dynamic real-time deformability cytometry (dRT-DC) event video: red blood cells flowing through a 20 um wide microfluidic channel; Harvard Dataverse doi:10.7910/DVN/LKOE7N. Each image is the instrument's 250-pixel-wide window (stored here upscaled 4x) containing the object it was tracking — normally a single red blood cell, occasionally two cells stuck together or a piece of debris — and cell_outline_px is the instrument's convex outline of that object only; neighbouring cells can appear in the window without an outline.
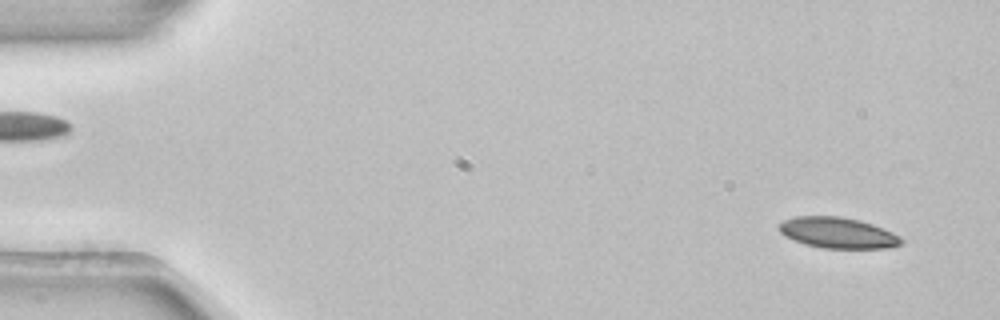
{"species": "common noctule bat (a hibernating species)", "species_latin": "Nyctalus noctula", "temperature_condition": "room temperature", "stored_images_in_passage": 5, "segment_of_instrument_passage": [2, 2], "camera_frame_rate_fps": 3000, "um_per_image_px": 0.085, "animal": {"sex": "female", "body_mass_g": 22.7, "forearm_length_mm": 54.2}, "frame": {"image": 1, "passage_image": 5, "time_ms": 1.333, "image_size_px": [1000, 320], "cell_outline_px": [[904, 244], [888, 248], [824, 248], [804, 244], [784, 236], [780, 232], [780, 224], [784, 220], [796, 216], [840, 216], [860, 220], [884, 228], [900, 236], [904, 240]], "centroid_in_image_um": [71.25, 19.79], "position_along_channel_um": 13.7, "area_um2": 22.08}}